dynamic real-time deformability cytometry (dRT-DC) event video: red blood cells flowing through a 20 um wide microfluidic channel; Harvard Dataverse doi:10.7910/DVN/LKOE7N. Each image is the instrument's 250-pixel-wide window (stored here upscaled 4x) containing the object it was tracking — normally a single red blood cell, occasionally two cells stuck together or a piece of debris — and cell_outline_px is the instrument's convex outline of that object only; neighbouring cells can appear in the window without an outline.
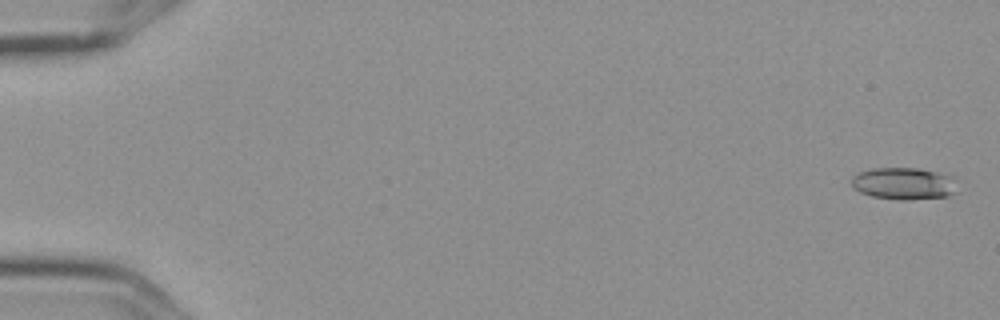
{"species": "Egyptian fruit bat (a non-hibernating species)", "species_latin": "Rousettus aegyptiacus", "temperature_condition": "cold", "stored_images_in_passage": 6, "camera_frame_rate_fps": 3000, "um_per_image_px": 0.085, "frame": {"image": 1, "passage_image": 6, "time_ms": 1.667, "image_size_px": [1000, 320], "cell_outline_px": [[956, 192], [948, 196], [908, 200], [900, 200], [872, 196], [860, 192], [852, 188], [852, 180], [860, 172], [872, 168], [916, 168], [936, 172], [948, 176]], "centroid_in_image_um": [76.75, 15.61], "position_along_channel_um": 8.2, "area_um2": 19.25}}